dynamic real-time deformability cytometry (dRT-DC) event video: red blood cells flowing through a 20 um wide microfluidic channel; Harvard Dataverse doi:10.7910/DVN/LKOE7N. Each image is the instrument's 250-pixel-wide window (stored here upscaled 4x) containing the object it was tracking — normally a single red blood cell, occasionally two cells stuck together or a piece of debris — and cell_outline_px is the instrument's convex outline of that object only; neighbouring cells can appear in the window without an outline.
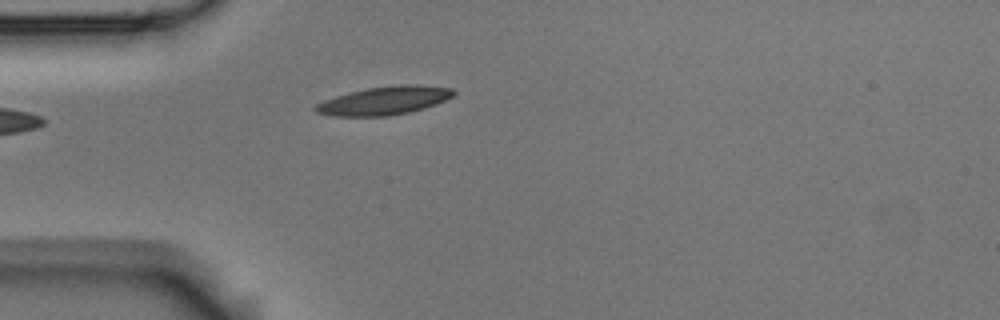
{"species": "Egyptian fruit bat (a non-hibernating species)", "species_latin": "Rousettus aegyptiacus", "temperature_condition": "room temperature", "stored_images_in_passage": 4, "camera_frame_rate_fps": 3000, "um_per_image_px": 0.085, "animal": {"sex": "male"}, "frame": {"image": 1, "passage_image": 4, "time_ms": 1.0, "image_size_px": [1000, 320], "cell_outline_px": [[456, 92], [452, 96], [436, 104], [424, 108], [408, 112], [388, 116], [332, 116], [316, 112], [312, 108], [316, 104], [324, 100], [348, 92], [368, 88], [400, 84], [416, 84], [452, 88]], "centroid_in_image_um": [32.64, 8.55], "position_along_channel_um": 52.4, "area_um2": 22.77}}